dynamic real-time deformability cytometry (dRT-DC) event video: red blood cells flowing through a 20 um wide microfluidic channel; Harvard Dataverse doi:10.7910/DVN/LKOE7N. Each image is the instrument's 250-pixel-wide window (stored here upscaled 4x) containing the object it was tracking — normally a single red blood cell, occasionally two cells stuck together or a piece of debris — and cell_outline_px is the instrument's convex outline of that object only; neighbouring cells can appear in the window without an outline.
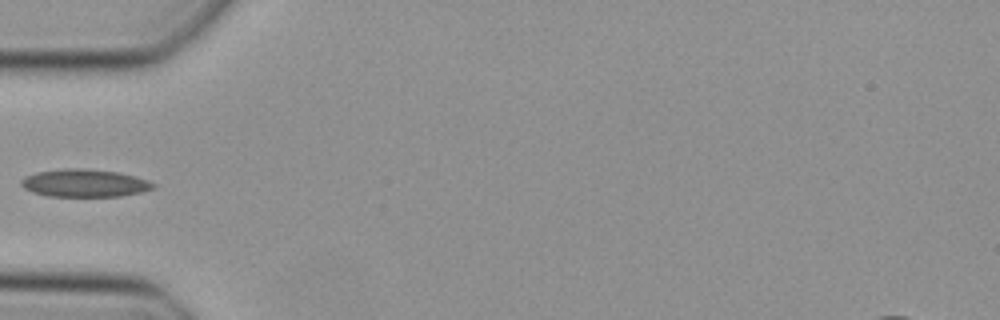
{"species": "Egyptian fruit bat (a non-hibernating species)", "species_latin": "Rousettus aegyptiacus", "temperature_condition": "cold", "stored_images_in_passage": 13, "camera_frame_rate_fps": 3000, "um_per_image_px": 0.085, "animal": {"sex": "female"}, "frame": {"image": 1, "passage_image": 1, "time_ms": 0.0, "image_size_px": [1000, 320], "cell_outline_px": [[156, 188], [140, 192], [120, 196], [48, 196], [32, 192], [24, 188], [20, 184], [20, 180], [24, 176], [36, 172], [64, 168], [80, 168], [120, 172], [136, 176], [148, 180], [156, 184]], "centroid_in_image_um": [7.18, 15.55], "position_along_channel_um": 77.8, "area_um2": 21.5}}
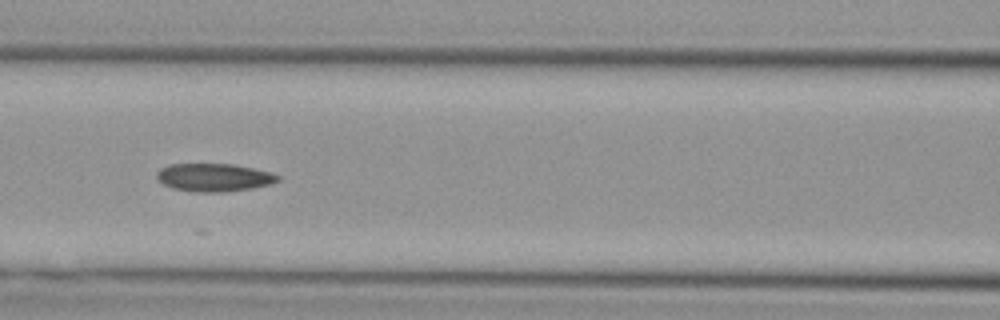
{"frame": {"image": 2, "passage_image": 6, "time_ms": 1.667, "image_size_px": [1000, 320], "cell_outline_px": [[280, 180], [272, 184], [252, 188], [220, 192], [196, 192], [172, 188], [164, 184], [156, 176], [156, 172], [160, 168], [168, 164], [232, 164], [272, 172], [280, 176]], "centroid_in_image_um": [18.2, 15.08], "position_along_channel_um": 148.4, "area_um2": 19.77}}
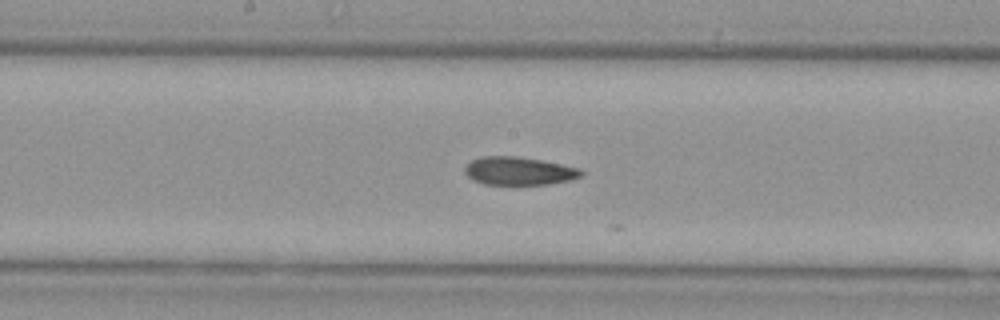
{"frame": {"image": 3, "passage_image": 10, "time_ms": 3.0, "image_size_px": [1000, 320], "cell_outline_px": [[584, 172], [580, 176], [572, 180], [548, 184], [484, 184], [472, 180], [464, 172], [464, 168], [472, 160], [480, 156], [516, 156], [540, 160], [580, 168]], "centroid_in_image_um": [44.09, 14.53], "position_along_channel_um": 204.1, "area_um2": 19.02}}